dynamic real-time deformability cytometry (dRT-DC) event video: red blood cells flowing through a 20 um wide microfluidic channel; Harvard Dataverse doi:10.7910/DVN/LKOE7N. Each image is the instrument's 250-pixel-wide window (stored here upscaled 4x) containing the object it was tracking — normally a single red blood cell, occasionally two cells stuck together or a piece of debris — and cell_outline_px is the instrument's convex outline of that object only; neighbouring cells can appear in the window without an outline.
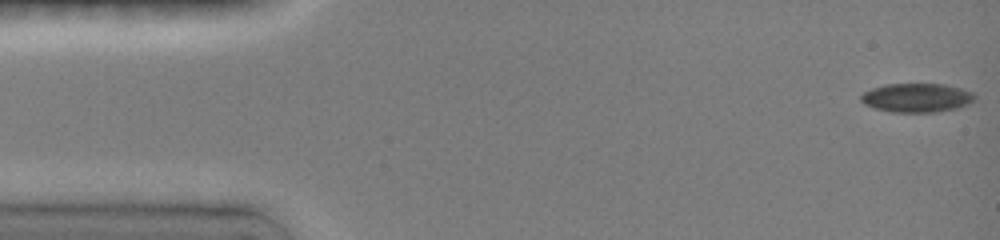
{"species": "common noctule bat (a hibernating species)", "species_latin": "Nyctalus noctula", "temperature_condition": "room temperature", "stored_images_in_passage": 27, "camera_frame_rate_fps": 3000, "um_per_image_px": 0.085, "animal": {"sex": "female", "body_mass_g": 19.0, "forearm_length_mm": 51.5}, "frame": {"image": 1, "passage_image": 1, "time_ms": 0.0, "image_size_px": [1000, 240], "cell_outline_px": [[976, 100], [956, 108], [936, 112], [892, 112], [872, 108], [864, 104], [860, 100], [860, 96], [864, 92], [872, 88], [884, 84], [944, 84], [960, 88], [972, 92], [976, 96]], "centroid_in_image_um": [77.9, 8.31], "position_along_channel_um": 7.1, "area_um2": 19.25}}
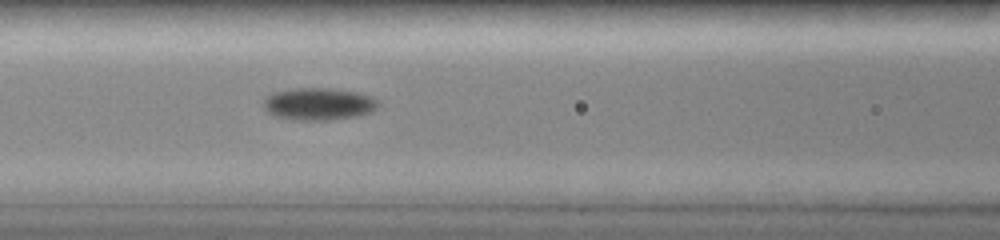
{"frame": {"image": 2, "passage_image": 13, "time_ms": 6.333, "image_size_px": [1000, 240], "cell_outline_px": [[380, 104], [372, 112], [356, 116], [328, 120], [292, 120], [272, 116], [264, 108], [264, 100], [268, 96], [276, 92], [300, 88], [324, 88], [356, 92], [368, 96], [376, 100]], "centroid_in_image_um": [27.07, 8.86], "position_along_channel_um": 139.5, "area_um2": 21.33}}
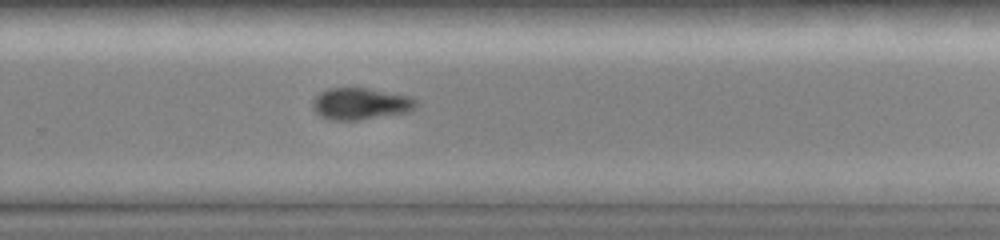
{"frame": {"image": 3, "passage_image": 27, "time_ms": 10.333, "image_size_px": [1000, 240], "cell_outline_px": [[420, 104], [412, 112], [360, 120], [328, 120], [320, 116], [312, 108], [312, 100], [320, 92], [328, 88], [368, 88], [408, 96], [416, 100]], "centroid_in_image_um": [30.66, 8.83], "position_along_channel_um": 299.1, "area_um2": 19.48}}